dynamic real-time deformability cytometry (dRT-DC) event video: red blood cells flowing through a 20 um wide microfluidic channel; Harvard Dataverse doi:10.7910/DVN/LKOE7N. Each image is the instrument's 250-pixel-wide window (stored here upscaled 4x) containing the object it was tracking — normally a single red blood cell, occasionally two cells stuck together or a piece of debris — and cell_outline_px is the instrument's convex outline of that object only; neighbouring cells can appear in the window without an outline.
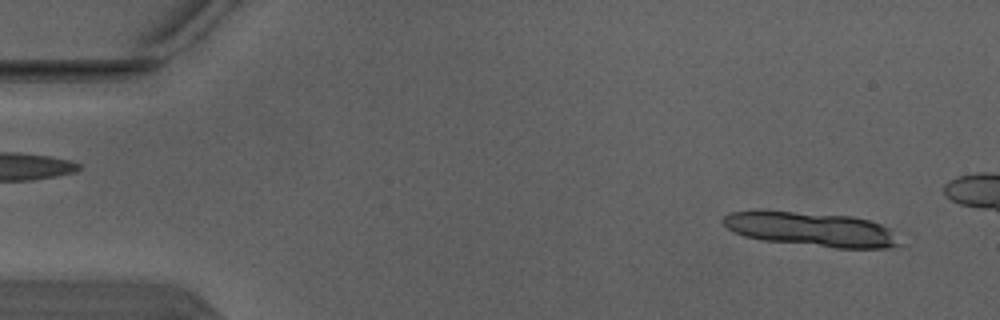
{"species": "Egyptian fruit bat (a non-hibernating species)", "species_latin": "Rousettus aegyptiacus", "temperature_condition": "warm", "stored_images_in_passage": 2, "camera_frame_rate_fps": 3000, "um_per_image_px": 0.085, "animal": {"sex": "male"}, "frame": {"image": 1, "passage_image": 2, "time_ms": 0.333, "image_size_px": [1000, 320], "cell_outline_px": [[904, 244], [888, 248], [836, 248], [764, 240], [744, 236], [728, 228], [724, 224], [724, 216], [728, 212], [792, 212], [852, 216], [868, 220], [892, 228]], "centroid_in_image_um": [69.1, 19.51], "position_along_channel_um": 15.9, "area_um2": 34.8}}